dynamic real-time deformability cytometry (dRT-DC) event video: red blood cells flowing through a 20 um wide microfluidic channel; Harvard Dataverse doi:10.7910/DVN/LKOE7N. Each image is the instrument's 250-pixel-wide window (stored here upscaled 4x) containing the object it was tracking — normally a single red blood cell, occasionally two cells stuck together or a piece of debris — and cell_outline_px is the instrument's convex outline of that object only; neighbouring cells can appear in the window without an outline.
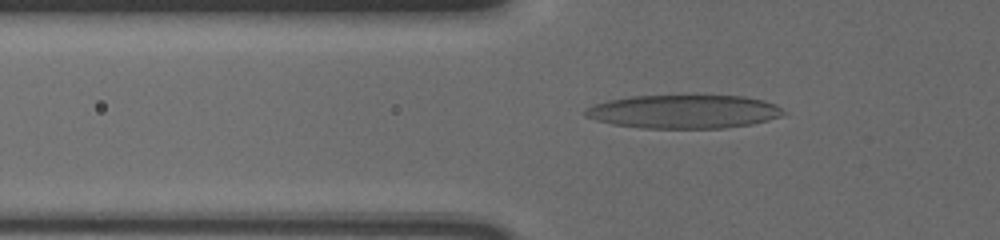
{"species": "human", "species_latin": "Homo sapiens", "temperature_condition": "cold", "stored_images_in_passage": 39, "camera_frame_rate_fps": 3000, "um_per_image_px": 0.085, "donor": {"sex": "male"}, "frame": {"image": 1, "passage_image": 3, "time_ms": 0.667, "image_size_px": [1000, 240], "cell_outline_px": [[788, 112], [780, 116], [768, 120], [752, 124], [724, 128], [640, 128], [612, 124], [596, 120], [584, 116], [584, 112], [592, 104], [608, 100], [632, 96], [744, 96], [764, 100], [776, 104]], "centroid_in_image_um": [58.14, 9.49], "position_along_channel_um": 67.7, "area_um2": 38.84}}
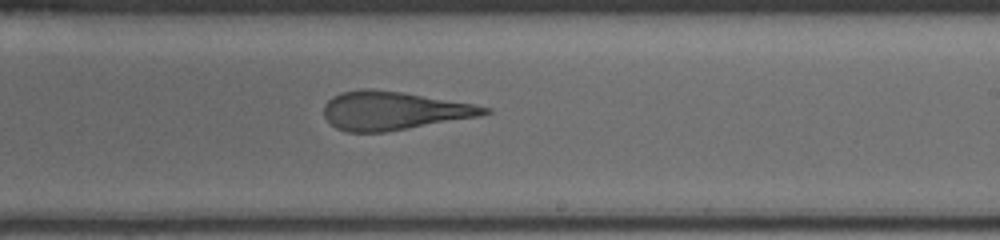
{"frame": {"image": 2, "passage_image": 19, "time_ms": 6.0, "image_size_px": [1000, 240], "cell_outline_px": [[492, 112], [480, 116], [384, 132], [348, 132], [336, 128], [324, 116], [324, 104], [332, 96], [340, 92], [360, 88], [372, 88], [404, 92], [472, 104], [492, 108]], "centroid_in_image_um": [33.42, 9.39], "position_along_channel_um": 255.6, "area_um2": 35.95}}
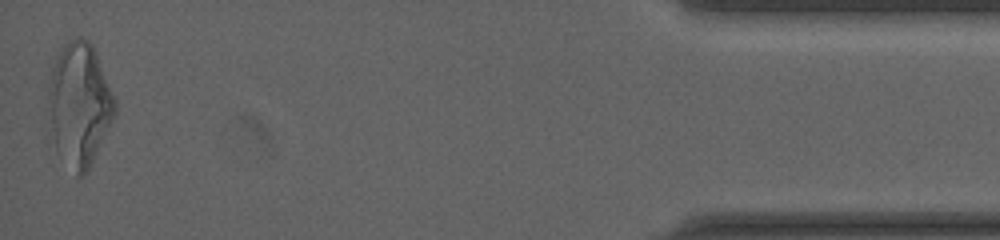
{"frame": {"image": 3, "passage_image": 39, "time_ms": 12.667, "image_size_px": [1000, 240], "cell_outline_px": [[116, 112], [88, 172], [84, 176], [76, 176], [56, 152], [52, 128], [48, 96], [48, 68], [64, 44], [68, 40], [76, 36], [80, 36], [88, 40], [92, 44], [96, 52], [116, 100]], "centroid_in_image_um": [6.74, 8.84], "position_along_channel_um": 428.5, "area_um2": 48.21}, "authors_computed_cell_mechanics": {"area_um2": 37.57, "velocity_mm_per_s": 3.6465, "shape_relaxation_time_tau1_ms": 9.3173, "shape_relaxation_time_tau2_ms": 2.0031, "deformation_change_tau1": 0.2828, "deformation_change_tau2": 0.1448}}